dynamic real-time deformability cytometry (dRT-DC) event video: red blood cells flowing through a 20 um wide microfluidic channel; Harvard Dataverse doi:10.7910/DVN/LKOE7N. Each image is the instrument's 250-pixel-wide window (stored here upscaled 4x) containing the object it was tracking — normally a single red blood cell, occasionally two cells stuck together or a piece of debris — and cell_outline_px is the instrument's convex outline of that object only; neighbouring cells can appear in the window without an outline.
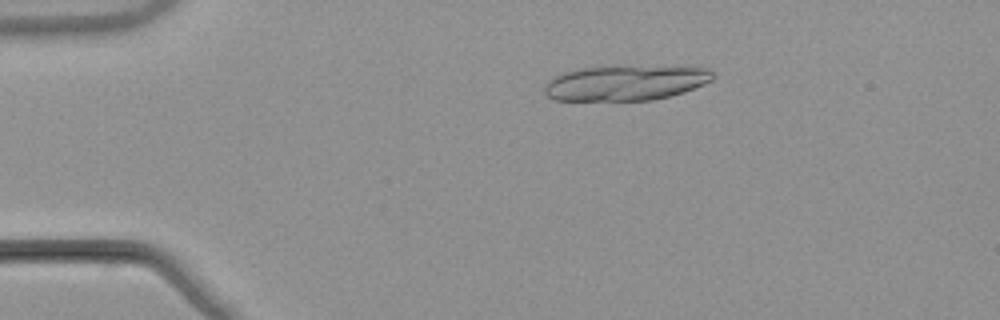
{"species": "common noctule bat (a hibernating species)", "species_latin": "Nyctalus noctula", "temperature_condition": "warm", "stored_images_in_passage": 12, "camera_frame_rate_fps": 3000, "um_per_image_px": 0.085, "animal": {"sex": "male", "body_mass_g": 21.5, "forearm_length_mm": 52.0}, "frame": {"image": 1, "passage_image": 3, "time_ms": 0.667, "image_size_px": [1000, 320], "cell_outline_px": [[716, 76], [712, 80], [704, 84], [684, 92], [652, 100], [552, 100], [544, 92], [544, 84], [548, 80], [564, 72], [580, 68], [616, 64], [708, 68]], "centroid_in_image_um": [53.16, 7.01], "position_along_channel_um": 31.8, "area_um2": 35.26}}